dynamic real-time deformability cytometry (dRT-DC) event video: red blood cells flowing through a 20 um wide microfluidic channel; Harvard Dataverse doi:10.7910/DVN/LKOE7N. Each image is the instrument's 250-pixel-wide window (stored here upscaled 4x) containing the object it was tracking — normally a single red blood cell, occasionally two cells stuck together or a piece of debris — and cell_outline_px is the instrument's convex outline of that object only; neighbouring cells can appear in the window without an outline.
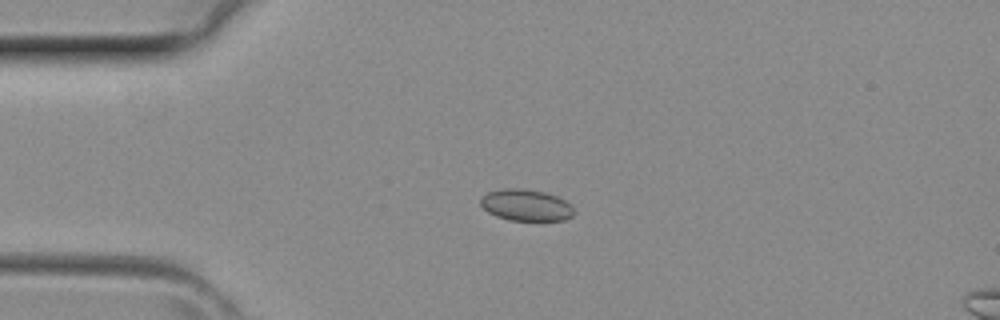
{"species": "common noctule bat (a hibernating species)", "species_latin": "Nyctalus noctula", "temperature_condition": "room temperature", "stored_images_in_passage": 4, "camera_frame_rate_fps": 3000, "um_per_image_px": 0.085, "animal": {"sex": "female", "body_mass_g": 29.2, "forearm_length_mm": 56.3}, "frame": {"image": 1, "passage_image": 3, "time_ms": 0.667, "image_size_px": [1000, 320], "cell_outline_px": [[576, 212], [572, 216], [564, 220], [508, 220], [496, 216], [488, 212], [480, 204], [480, 196], [488, 192], [504, 188], [520, 188], [544, 192], [556, 196], [572, 204]], "centroid_in_image_um": [44.72, 17.43], "position_along_channel_um": 40.3, "area_um2": 17.28}}